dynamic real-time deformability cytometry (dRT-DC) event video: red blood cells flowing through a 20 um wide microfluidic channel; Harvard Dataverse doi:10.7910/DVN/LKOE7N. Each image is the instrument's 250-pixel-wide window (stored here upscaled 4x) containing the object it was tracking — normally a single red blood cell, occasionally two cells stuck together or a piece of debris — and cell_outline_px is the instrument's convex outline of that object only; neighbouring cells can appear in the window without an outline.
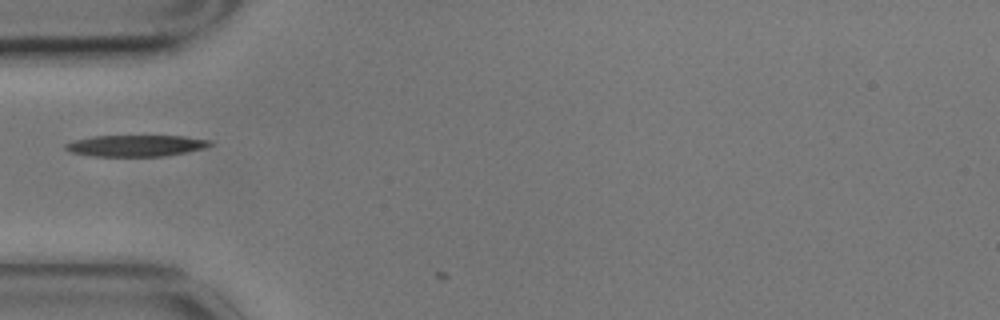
{"species": "common noctule bat (a hibernating species)", "species_latin": "Nyctalus noctula", "temperature_condition": "cold", "stored_images_in_passage": 4, "camera_frame_rate_fps": 3000, "um_per_image_px": 0.085, "animal": {"sex": "male", "body_mass_g": 17.9}, "frame": {"image": 1, "passage_image": 2, "time_ms": 0.333, "image_size_px": [1000, 320], "cell_outline_px": [[212, 144], [204, 148], [164, 156], [92, 156], [68, 152], [64, 148], [64, 144], [72, 140], [92, 136], [184, 136], [212, 140]], "centroid_in_image_um": [11.49, 12.38], "position_along_channel_um": 73.5, "area_um2": 18.09}}